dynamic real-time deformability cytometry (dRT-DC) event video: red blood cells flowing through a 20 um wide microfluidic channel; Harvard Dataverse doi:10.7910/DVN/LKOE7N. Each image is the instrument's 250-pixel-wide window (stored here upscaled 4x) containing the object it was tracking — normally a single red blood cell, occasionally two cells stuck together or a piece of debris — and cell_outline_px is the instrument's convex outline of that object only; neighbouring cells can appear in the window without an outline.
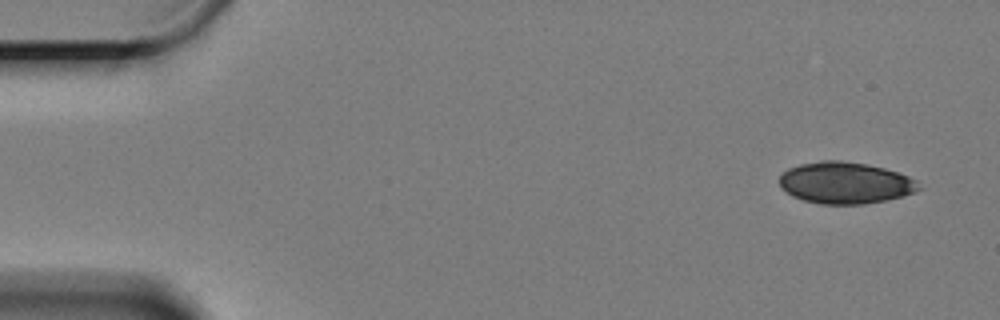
{"species": "Egyptian fruit bat (a non-hibernating species)", "species_latin": "Rousettus aegyptiacus", "temperature_condition": "cold", "stored_images_in_passage": 57, "camera_frame_rate_fps": 3000, "um_per_image_px": 0.085, "animal": {"sex": "female"}, "frame": {"image": 1, "passage_image": 1, "time_ms": 0.0, "image_size_px": [1000, 320], "cell_outline_px": [[920, 188], [912, 192], [900, 196], [884, 200], [864, 204], [820, 204], [804, 200], [792, 196], [780, 184], [780, 176], [788, 168], [800, 164], [820, 160], [840, 160], [868, 164], [884, 168], [908, 176], [916, 180]], "centroid_in_image_um": [71.82, 15.53], "position_along_channel_um": 13.2, "area_um2": 33.47}}